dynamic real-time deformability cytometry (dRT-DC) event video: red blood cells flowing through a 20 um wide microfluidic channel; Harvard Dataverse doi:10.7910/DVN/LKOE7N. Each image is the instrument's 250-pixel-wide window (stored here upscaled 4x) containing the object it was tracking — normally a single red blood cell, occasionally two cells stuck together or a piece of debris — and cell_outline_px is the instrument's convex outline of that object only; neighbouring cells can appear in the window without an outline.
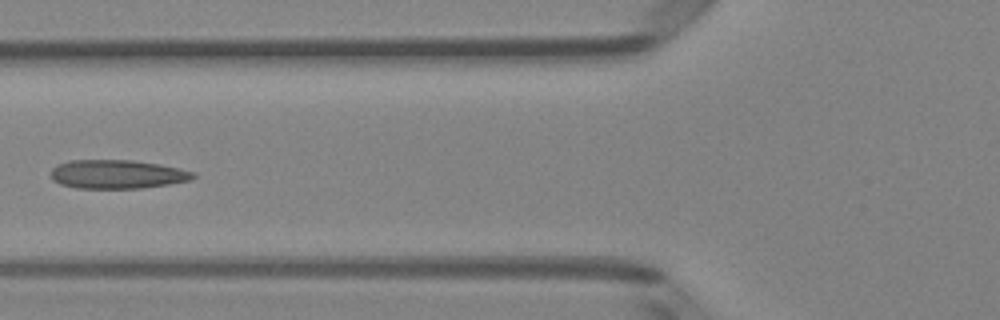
{"species": "Egyptian fruit bat (a non-hibernating species)", "species_latin": "Rousettus aegyptiacus", "temperature_condition": "room temperature", "stored_images_in_passage": 5, "camera_frame_rate_fps": 3000, "um_per_image_px": 0.085, "animal": {"sex": "female"}, "frame": {"image": 1, "passage_image": 5, "time_ms": 1.333, "image_size_px": [1000, 320], "cell_outline_px": [[196, 176], [192, 180], [168, 184], [140, 188], [76, 188], [60, 184], [52, 180], [52, 168], [56, 164], [68, 160], [132, 160], [160, 164], [180, 168], [196, 172]], "centroid_in_image_um": [9.98, 14.8], "position_along_channel_um": 115.8, "area_um2": 24.04}}